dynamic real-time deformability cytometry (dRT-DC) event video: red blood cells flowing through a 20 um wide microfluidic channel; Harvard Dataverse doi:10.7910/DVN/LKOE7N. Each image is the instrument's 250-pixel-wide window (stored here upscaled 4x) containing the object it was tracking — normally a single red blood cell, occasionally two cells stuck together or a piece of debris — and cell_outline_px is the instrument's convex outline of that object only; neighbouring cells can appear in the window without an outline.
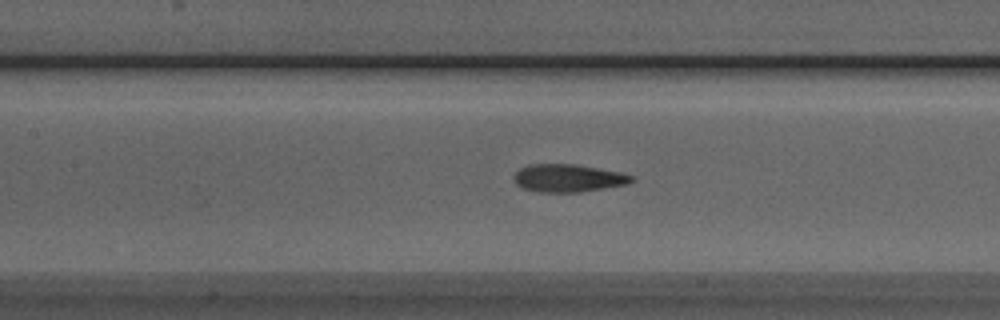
{"species": "Egyptian fruit bat (a non-hibernating species)", "species_latin": "Rousettus aegyptiacus", "temperature_condition": "room temperature", "stored_images_in_passage": 32, "camera_frame_rate_fps": 3000, "um_per_image_px": 0.085, "animal": {"sex": "male"}, "frame": {"image": 1, "passage_image": 12, "time_ms": 3.667, "image_size_px": [1000, 320], "cell_outline_px": [[636, 180], [628, 184], [580, 192], [536, 192], [520, 188], [512, 180], [512, 176], [520, 168], [528, 164], [576, 164], [620, 172], [636, 176]], "centroid_in_image_um": [48.27, 15.14], "position_along_channel_um": 159.1, "area_um2": 19.42}}
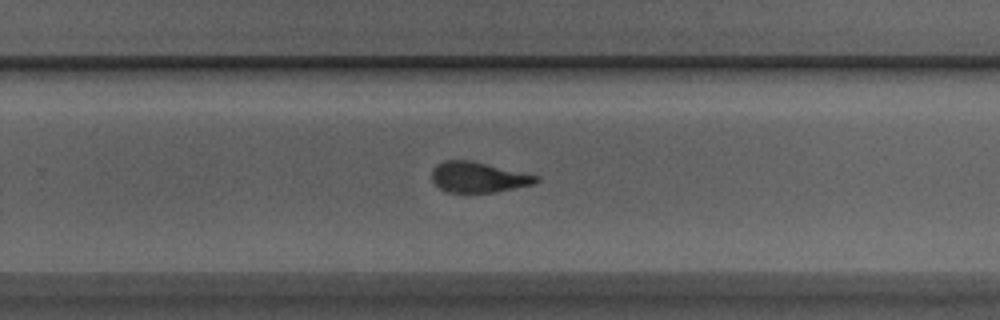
{"frame": {"image": 2, "passage_image": 22, "time_ms": 7.0, "image_size_px": [1000, 320], "cell_outline_px": [[540, 180], [536, 184], [496, 192], [444, 192], [432, 180], [432, 168], [436, 164], [444, 160], [468, 160], [540, 176]], "centroid_in_image_um": [40.66, 15.07], "position_along_channel_um": 289.1, "area_um2": 18.55}}
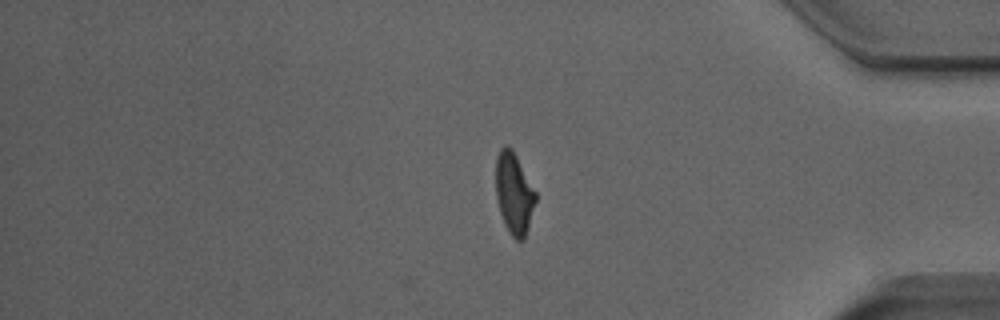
{"frame": {"image": 3, "passage_image": 32, "time_ms": 10.333, "image_size_px": [1000, 320], "cell_outline_px": [[536, 200], [528, 228], [524, 240], [516, 240], [508, 232], [504, 224], [496, 200], [496, 156], [500, 148], [504, 144], [512, 148], [536, 192]], "centroid_in_image_um": [43.68, 16.43], "position_along_channel_um": 391.5, "area_um2": 18.96}, "authors_computed_cell_mechanics": {"area_um2": 19.4786, "velocity_mm_per_s": 3.9168, "shape_relaxation_time_tau1_ms": 5.226, "shape_relaxation_time_tau2_ms": 1.6338, "deformation_change_tau1": 0.2028, "deformation_change_tau2": 0.1082}}